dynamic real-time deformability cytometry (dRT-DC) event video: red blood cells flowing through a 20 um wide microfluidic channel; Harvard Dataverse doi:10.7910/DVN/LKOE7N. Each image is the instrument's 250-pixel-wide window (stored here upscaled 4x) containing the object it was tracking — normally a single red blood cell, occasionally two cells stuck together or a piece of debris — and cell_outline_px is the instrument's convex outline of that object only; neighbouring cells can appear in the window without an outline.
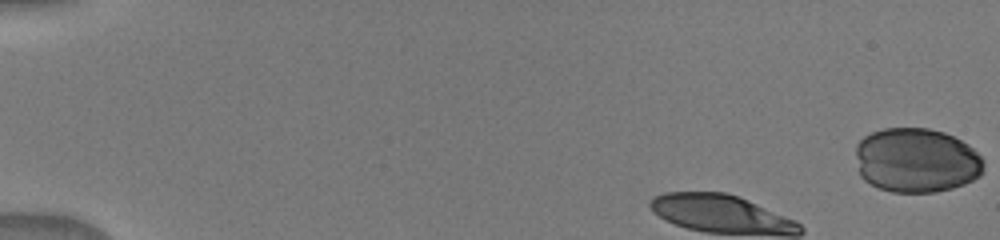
{"species": "human", "species_latin": "Homo sapiens", "temperature_condition": "warm", "stored_images_in_passage": 46, "camera_frame_rate_fps": 3000, "um_per_image_px": 0.085, "donor": {"sex": "male"}, "frame": {"image": 1, "passage_image": 1, "time_ms": 0.0, "image_size_px": [1000, 240], "cell_outline_px": [[984, 172], [980, 176], [964, 184], [952, 188], [936, 192], [892, 192], [880, 188], [864, 180], [860, 176], [856, 156], [856, 144], [864, 136], [872, 132], [884, 128], [928, 128], [944, 132], [968, 144], [984, 160]], "centroid_in_image_um": [77.9, 13.63], "position_along_channel_um": 7.1, "area_um2": 48.32}}
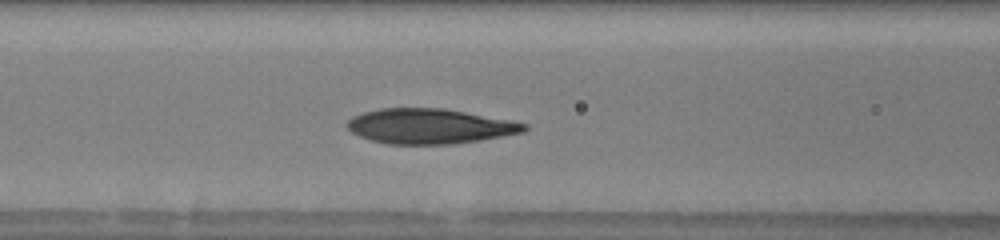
{"frame": {"image": 2, "passage_image": 17, "time_ms": 5.333, "image_size_px": [1000, 240], "cell_outline_px": [[528, 128], [524, 132], [504, 136], [480, 140], [452, 144], [388, 144], [372, 140], [360, 136], [352, 132], [344, 124], [352, 116], [364, 112], [380, 108], [444, 108], [512, 120], [528, 124]], "centroid_in_image_um": [36.54, 10.72], "position_along_channel_um": 130.1, "area_um2": 36.3}}
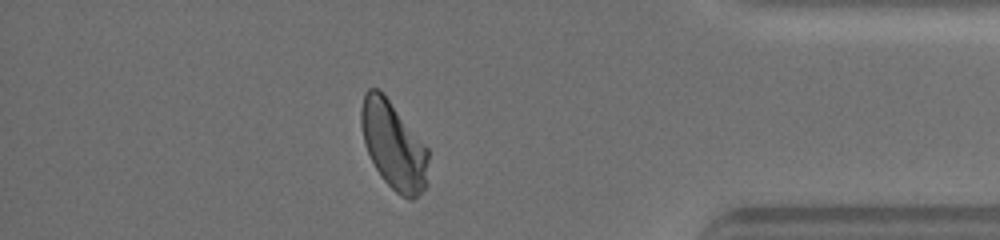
{"frame": {"image": 3, "passage_image": 39, "time_ms": 12.667, "image_size_px": [1000, 240], "cell_outline_px": [[428, 184], [412, 200], [408, 200], [400, 196], [380, 176], [364, 144], [360, 124], [360, 108], [364, 92], [368, 88], [380, 88], [384, 92], [428, 148]], "centroid_in_image_um": [33.44, 12.32], "position_along_channel_um": 401.8, "area_um2": 34.8}}